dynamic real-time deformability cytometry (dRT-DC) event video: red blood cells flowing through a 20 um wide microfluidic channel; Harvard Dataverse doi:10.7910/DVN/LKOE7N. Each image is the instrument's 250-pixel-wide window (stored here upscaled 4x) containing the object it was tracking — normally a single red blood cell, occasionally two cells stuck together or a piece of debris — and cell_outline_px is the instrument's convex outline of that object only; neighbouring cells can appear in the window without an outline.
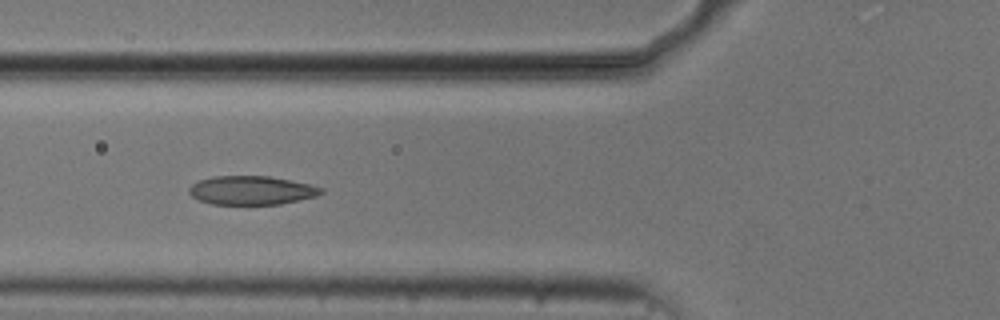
{"species": "common noctule bat (a hibernating species)", "species_latin": "Nyctalus noctula", "temperature_condition": "cold", "stored_images_in_passage": 16, "camera_frame_rate_fps": 3000, "um_per_image_px": 0.085, "animal": {"sex": "male", "body_mass_g": 20.5, "forearm_length_mm": 52.5}, "frame": {"image": 1, "passage_image": 10, "time_ms": 3.0, "image_size_px": [1000, 320], "cell_outline_px": [[324, 192], [316, 196], [280, 204], [212, 204], [200, 200], [192, 196], [188, 192], [188, 188], [196, 180], [212, 176], [268, 176], [308, 184], [324, 188]], "centroid_in_image_um": [21.34, 16.17], "position_along_channel_um": 104.5, "area_um2": 22.08}}